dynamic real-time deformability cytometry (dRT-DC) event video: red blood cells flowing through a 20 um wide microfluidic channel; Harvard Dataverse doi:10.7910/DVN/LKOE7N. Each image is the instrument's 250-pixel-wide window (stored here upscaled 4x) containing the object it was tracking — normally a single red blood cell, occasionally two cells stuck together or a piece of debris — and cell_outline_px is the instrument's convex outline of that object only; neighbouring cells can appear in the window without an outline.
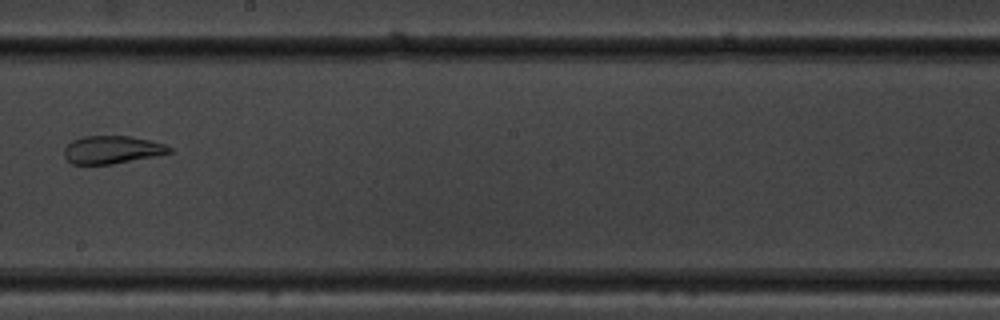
{"species": "common noctule bat (a hibernating species)", "species_latin": "Nyctalus noctula", "temperature_condition": "warm", "stored_images_in_passage": 10, "camera_frame_rate_fps": 3000, "um_per_image_px": 0.085, "animal": {"sex": "male", "body_mass_g": 19.5, "forearm_length_mm": 54.6}, "frame": {"image": 1, "passage_image": 10, "time_ms": 3.0, "image_size_px": [1000, 320], "cell_outline_px": [[172, 152], [112, 164], [72, 164], [64, 156], [64, 148], [72, 140], [84, 136], [128, 136], [148, 140], [164, 144], [172, 148]], "centroid_in_image_um": [9.48, 12.72], "position_along_channel_um": 238.7, "area_um2": 16.82}}